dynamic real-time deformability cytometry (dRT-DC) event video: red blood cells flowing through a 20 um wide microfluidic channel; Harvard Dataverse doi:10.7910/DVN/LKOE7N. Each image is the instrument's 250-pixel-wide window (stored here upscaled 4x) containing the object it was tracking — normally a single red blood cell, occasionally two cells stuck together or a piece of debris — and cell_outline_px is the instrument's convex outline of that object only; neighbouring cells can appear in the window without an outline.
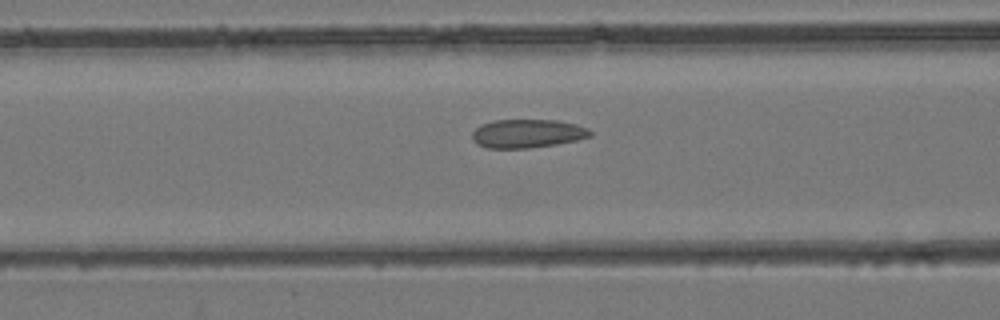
{"species": "common noctule bat (a hibernating species)", "species_latin": "Nyctalus noctula", "temperature_condition": "room temperature", "stored_images_in_passage": 44, "camera_frame_rate_fps": 3000, "um_per_image_px": 0.085, "animal": {"sex": "female", "body_mass_g": 24.6, "forearm_length_mm": 56.2}, "frame": {"image": 1, "passage_image": 18, "time_ms": 5.667, "image_size_px": [1000, 320], "cell_outline_px": [[592, 136], [576, 140], [556, 144], [528, 148], [488, 148], [476, 144], [472, 140], [472, 132], [480, 124], [492, 120], [556, 120], [576, 124], [588, 128], [592, 132]], "centroid_in_image_um": [44.8, 11.35], "position_along_channel_um": 121.8, "area_um2": 19.77}}
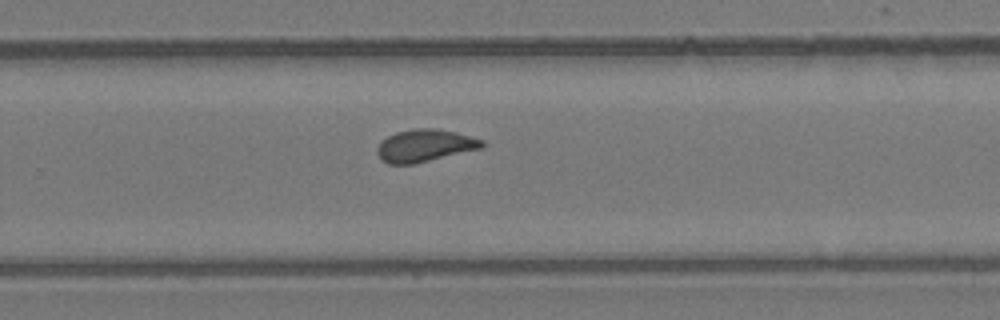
{"frame": {"image": 2, "passage_image": 29, "time_ms": 9.333, "image_size_px": [1000, 320], "cell_outline_px": [[484, 148], [412, 164], [388, 164], [380, 160], [376, 152], [376, 148], [380, 140], [396, 132], [416, 128], [436, 128], [456, 132], [484, 140]], "centroid_in_image_um": [36.09, 12.37], "position_along_channel_um": 293.7, "area_um2": 20.0}}
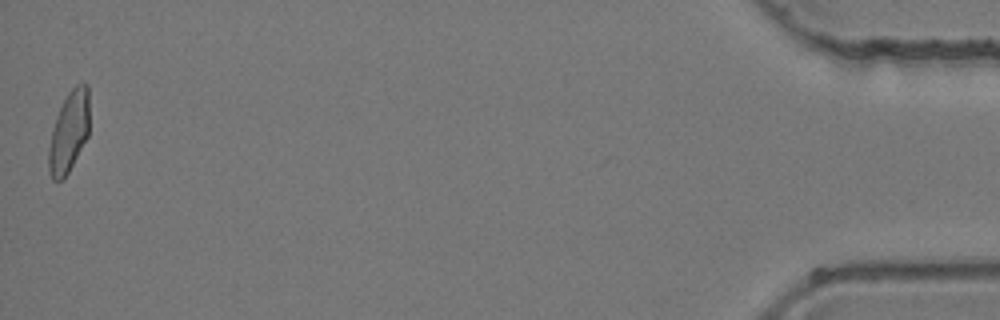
{"frame": {"image": 3, "passage_image": 44, "time_ms": 14.333, "image_size_px": [1000, 320], "cell_outline_px": [[88, 136], [68, 172], [60, 180], [52, 180], [48, 168], [48, 148], [56, 116], [68, 92], [76, 84], [88, 84]], "centroid_in_image_um": [5.85, 11.2], "position_along_channel_um": 429.4, "area_um2": 18.84}}